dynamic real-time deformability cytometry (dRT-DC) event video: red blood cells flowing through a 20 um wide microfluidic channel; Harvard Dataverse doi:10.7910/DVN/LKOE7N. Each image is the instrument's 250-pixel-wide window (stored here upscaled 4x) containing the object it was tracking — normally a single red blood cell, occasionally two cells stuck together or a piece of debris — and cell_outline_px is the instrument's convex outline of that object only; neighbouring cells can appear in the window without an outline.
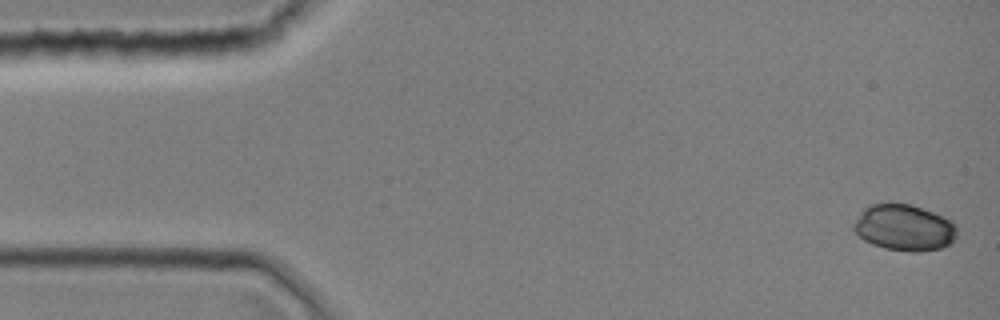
{"species": "common noctule bat (a hibernating species)", "species_latin": "Nyctalus noctula", "temperature_condition": "room temperature", "stored_images_in_passage": 40, "camera_frame_rate_fps": 3000, "um_per_image_px": 0.085, "animal": {"sex": "female", "body_mass_g": 19.0, "forearm_length_mm": 51.5}, "frame": {"image": 1, "passage_image": 1, "time_ms": 0.0, "image_size_px": [1000, 320], "cell_outline_px": [[956, 236], [948, 244], [940, 248], [920, 252], [908, 252], [884, 248], [872, 244], [864, 240], [852, 228], [852, 224], [860, 212], [868, 204], [892, 200], [912, 204], [952, 220], [956, 224]], "centroid_in_image_um": [76.81, 19.3], "position_along_channel_um": 8.2, "area_um2": 28.5}}
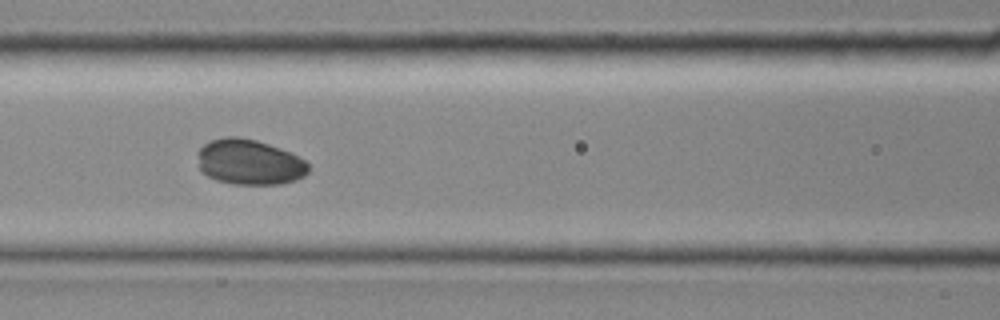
{"frame": {"image": 2, "passage_image": 17, "time_ms": 5.333, "image_size_px": [1000, 320], "cell_outline_px": [[308, 172], [304, 176], [296, 180], [280, 184], [232, 184], [216, 180], [200, 172], [196, 152], [204, 144], [212, 140], [224, 136], [240, 136], [256, 140], [280, 148], [304, 160], [308, 164]], "centroid_in_image_um": [21.15, 13.78], "position_along_channel_um": 145.5, "area_um2": 29.48}}
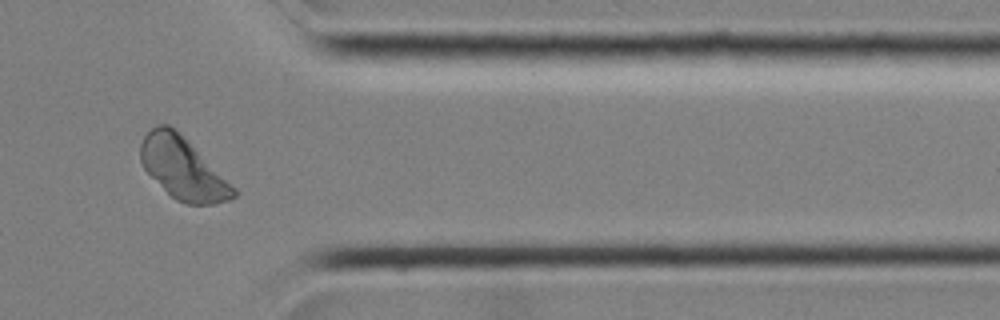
{"frame": {"image": 3, "passage_image": 33, "time_ms": 10.667, "image_size_px": [1000, 320], "cell_outline_px": [[236, 196], [228, 200], [212, 204], [188, 204], [176, 200], [144, 168], [140, 160], [140, 144], [144, 136], [156, 124], [168, 124], [180, 132], [236, 188]], "centroid_in_image_um": [15.54, 14.28], "position_along_channel_um": 395.9, "area_um2": 33.06}}